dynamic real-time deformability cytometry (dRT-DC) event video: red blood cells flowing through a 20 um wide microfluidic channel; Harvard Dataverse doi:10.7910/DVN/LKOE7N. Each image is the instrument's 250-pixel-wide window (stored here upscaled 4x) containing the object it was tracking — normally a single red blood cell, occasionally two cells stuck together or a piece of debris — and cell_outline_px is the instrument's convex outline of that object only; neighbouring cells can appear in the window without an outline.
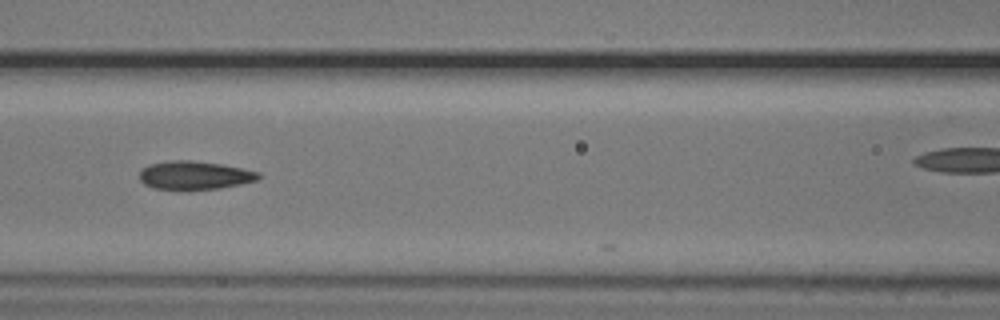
{"species": "common noctule bat (a hibernating species)", "species_latin": "Nyctalus noctula", "temperature_condition": "cold", "stored_images_in_passage": 15, "camera_frame_rate_fps": 3000, "um_per_image_px": 0.085, "animal": {"sex": "male", "body_mass_g": 20.5, "forearm_length_mm": 52.5}, "frame": {"image": 1, "passage_image": 6, "time_ms": 1.667, "image_size_px": [1000, 320], "cell_outline_px": [[260, 176], [256, 180], [240, 184], [220, 188], [180, 192], [152, 188], [144, 184], [140, 180], [140, 172], [148, 164], [168, 160], [192, 160], [220, 164], [260, 172]], "centroid_in_image_um": [16.47, 14.93], "position_along_channel_um": 150.1, "area_um2": 20.23}}